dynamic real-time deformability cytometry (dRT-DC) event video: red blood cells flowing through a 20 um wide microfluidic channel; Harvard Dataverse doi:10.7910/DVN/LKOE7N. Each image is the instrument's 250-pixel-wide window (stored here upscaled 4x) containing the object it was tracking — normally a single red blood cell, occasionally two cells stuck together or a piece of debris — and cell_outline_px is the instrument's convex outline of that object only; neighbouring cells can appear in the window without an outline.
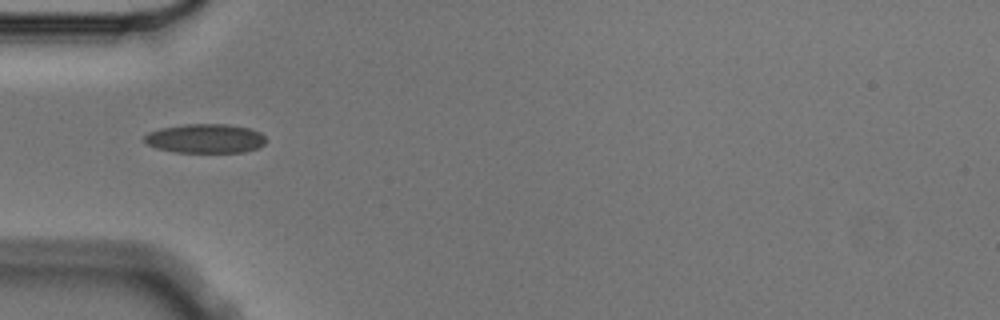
{"species": "Egyptian fruit bat (a non-hibernating species)", "species_latin": "Rousettus aegyptiacus", "temperature_condition": "cold", "stored_images_in_passage": 8, "camera_frame_rate_fps": 3000, "um_per_image_px": 0.085, "animal": {"sex": "male"}, "frame": {"image": 1, "passage_image": 5, "time_ms": 1.333, "image_size_px": [1000, 320], "cell_outline_px": [[264, 144], [256, 148], [244, 152], [176, 152], [156, 148], [148, 144], [144, 140], [144, 136], [148, 132], [160, 128], [184, 124], [228, 124], [248, 128], [260, 132], [264, 136]], "centroid_in_image_um": [17.43, 11.77], "position_along_channel_um": 67.6, "area_um2": 20.58}}
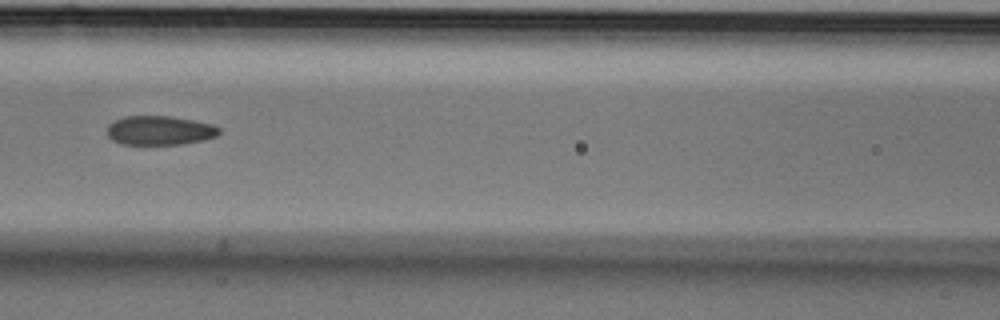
{"frame": {"image": 2, "passage_image": 7, "time_ms": 2.0, "image_size_px": [1000, 320], "cell_outline_px": [[220, 132], [216, 136], [204, 140], [180, 144], [120, 144], [112, 140], [108, 136], [108, 124], [124, 116], [172, 116], [212, 124], [220, 128]], "centroid_in_image_um": [13.57, 11.08], "position_along_channel_um": 153.0, "area_um2": 19.02}}
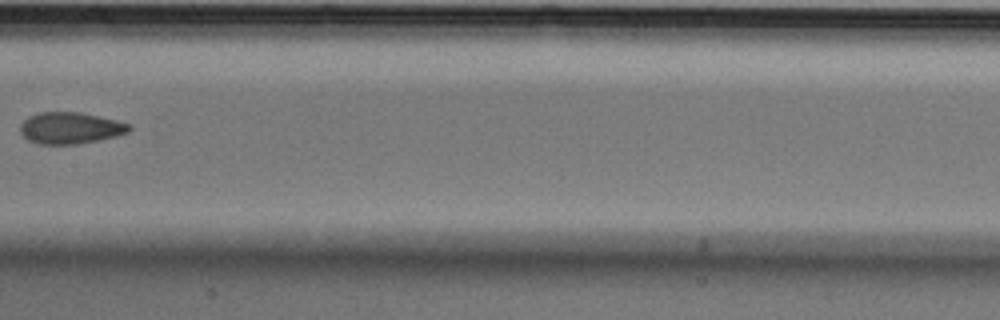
{"frame": {"image": 3, "passage_image": 8, "time_ms": 2.333, "image_size_px": [1000, 320], "cell_outline_px": [[132, 128], [128, 132], [116, 136], [76, 144], [40, 144], [28, 140], [20, 132], [20, 124], [28, 116], [40, 112], [80, 112], [116, 120], [128, 124]], "centroid_in_image_um": [5.95, 10.87], "position_along_channel_um": 201.5, "area_um2": 19.88}}